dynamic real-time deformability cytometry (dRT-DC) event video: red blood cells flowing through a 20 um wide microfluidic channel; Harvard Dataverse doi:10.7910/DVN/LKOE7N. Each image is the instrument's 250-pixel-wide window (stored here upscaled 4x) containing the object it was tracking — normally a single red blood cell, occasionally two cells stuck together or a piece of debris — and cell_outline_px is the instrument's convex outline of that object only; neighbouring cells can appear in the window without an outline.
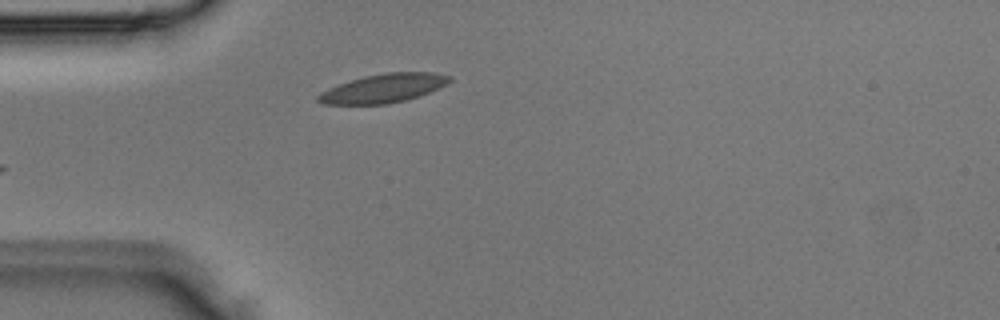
{"species": "Egyptian fruit bat (a non-hibernating species)", "species_latin": "Rousettus aegyptiacus", "temperature_condition": "room temperature", "stored_images_in_passage": 2, "camera_frame_rate_fps": 3000, "um_per_image_px": 0.085, "animal": {"sex": "male"}, "frame": {"image": 1, "passage_image": 2, "time_ms": 0.333, "image_size_px": [1000, 320], "cell_outline_px": [[452, 80], [428, 92], [404, 100], [388, 104], [324, 104], [316, 100], [316, 96], [320, 92], [328, 88], [364, 76], [388, 72], [432, 72], [452, 76]], "centroid_in_image_um": [32.55, 7.5], "position_along_channel_um": 52.4, "area_um2": 21.68}}